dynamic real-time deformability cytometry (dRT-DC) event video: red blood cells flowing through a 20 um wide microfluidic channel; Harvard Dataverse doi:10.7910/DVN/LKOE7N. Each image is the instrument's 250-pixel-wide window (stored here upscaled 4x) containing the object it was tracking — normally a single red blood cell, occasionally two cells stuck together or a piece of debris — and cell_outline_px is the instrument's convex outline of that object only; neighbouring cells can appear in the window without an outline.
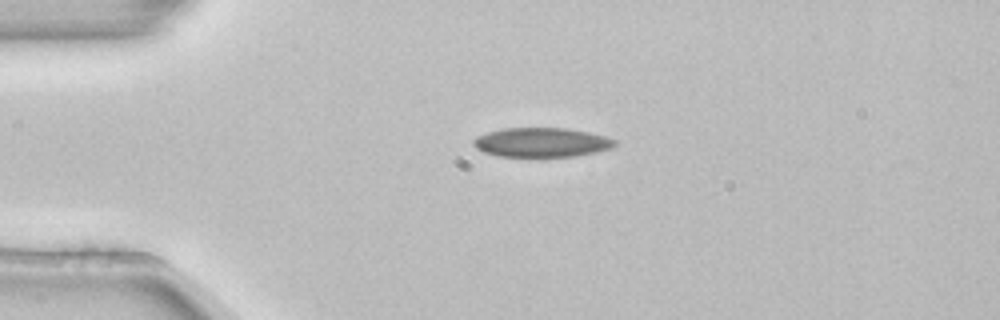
{"species": "common noctule bat (a hibernating species)", "species_latin": "Nyctalus noctula", "temperature_condition": "room temperature", "stored_images_in_passage": 1, "camera_frame_rate_fps": 3000, "um_per_image_px": 0.085, "animal": {"sex": "female", "body_mass_g": 22.7, "forearm_length_mm": 54.2}, "frame": {"image": 1, "passage_image": 1, "time_ms": 0.0, "image_size_px": [1000, 320], "cell_outline_px": [[616, 144], [612, 148], [596, 152], [576, 156], [500, 156], [484, 152], [476, 148], [472, 144], [472, 140], [476, 136], [488, 132], [504, 128], [564, 128], [588, 132], [604, 136], [616, 140]], "centroid_in_image_um": [46.02, 12.1], "position_along_channel_um": 39.0, "area_um2": 24.04}}